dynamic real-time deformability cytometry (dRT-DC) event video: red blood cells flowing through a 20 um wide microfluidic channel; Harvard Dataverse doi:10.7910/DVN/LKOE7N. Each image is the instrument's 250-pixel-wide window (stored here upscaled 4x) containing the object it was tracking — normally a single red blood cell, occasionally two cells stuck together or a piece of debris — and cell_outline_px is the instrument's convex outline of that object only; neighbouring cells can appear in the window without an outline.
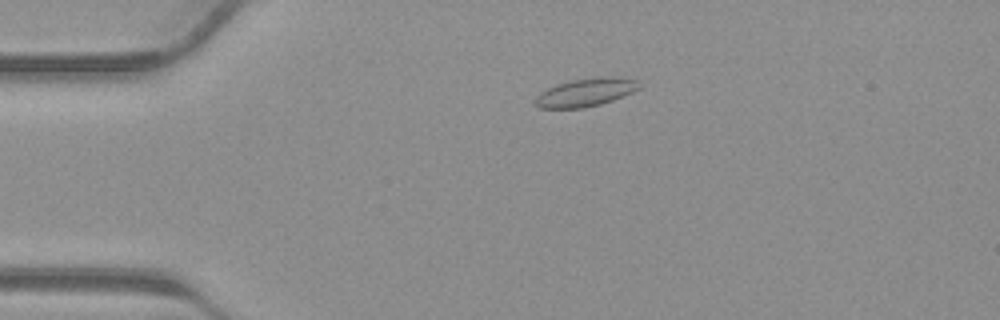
{"species": "common noctule bat (a hibernating species)", "species_latin": "Nyctalus noctula", "temperature_condition": "warm", "stored_images_in_passage": 39, "camera_frame_rate_fps": 3000, "um_per_image_px": 0.085, "animal": {"sex": "male", "body_mass_g": 23.1, "forearm_length_mm": 52.7}, "frame": {"image": 1, "passage_image": 7, "time_ms": 2.0, "image_size_px": [1000, 320], "cell_outline_px": [[640, 88], [632, 92], [612, 100], [600, 104], [584, 108], [540, 108], [532, 104], [536, 96], [540, 92], [556, 84], [572, 80], [600, 76], [616, 76], [636, 80], [640, 84]], "centroid_in_image_um": [49.75, 7.85], "position_along_channel_um": 35.2, "area_um2": 17.17}}
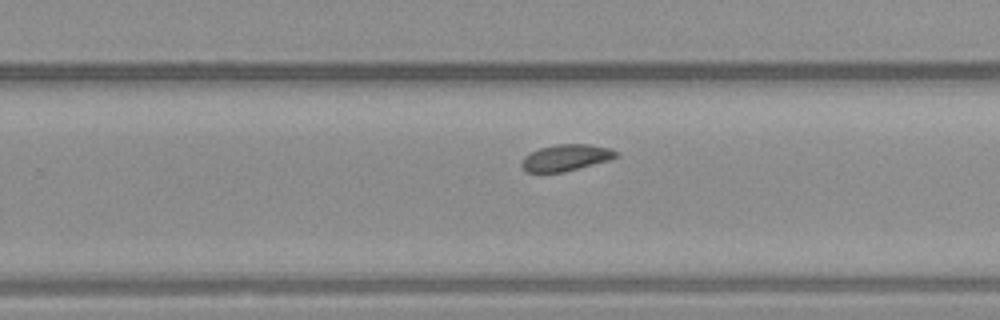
{"frame": {"image": 2, "passage_image": 24, "time_ms": 7.667, "image_size_px": [1000, 320], "cell_outline_px": [[620, 156], [608, 160], [564, 172], [528, 172], [520, 164], [524, 156], [540, 148], [556, 144], [588, 144], [612, 148]], "centroid_in_image_um": [48.12, 13.39], "position_along_channel_um": 281.7, "area_um2": 14.45}}
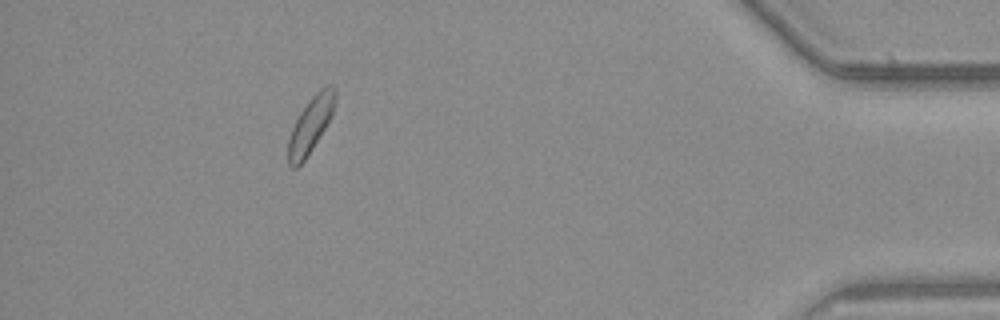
{"frame": {"image": 3, "passage_image": 35, "time_ms": 11.333, "image_size_px": [1000, 320], "cell_outline_px": [[336, 96], [332, 112], [324, 128], [312, 148], [304, 160], [296, 168], [292, 168], [288, 164], [288, 140], [292, 128], [300, 112], [312, 96], [320, 88], [328, 84], [332, 84], [336, 88]], "centroid_in_image_um": [26.39, 10.58], "position_along_channel_um": 408.8, "area_um2": 14.91}}